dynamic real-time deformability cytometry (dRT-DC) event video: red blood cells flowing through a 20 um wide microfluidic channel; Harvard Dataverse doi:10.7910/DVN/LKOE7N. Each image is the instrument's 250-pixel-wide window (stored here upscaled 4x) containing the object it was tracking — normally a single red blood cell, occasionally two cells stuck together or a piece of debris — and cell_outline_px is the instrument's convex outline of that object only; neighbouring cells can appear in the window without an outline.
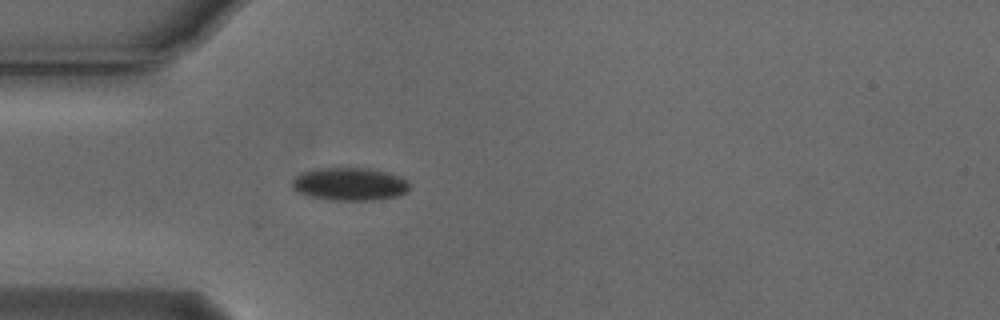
{"species": "Egyptian fruit bat (a non-hibernating species)", "species_latin": "Rousettus aegyptiacus", "temperature_condition": "cold", "stored_images_in_passage": 28, "camera_frame_rate_fps": 3000, "um_per_image_px": 0.085, "animal": {"sex": "male"}, "frame": {"image": 1, "passage_image": 1, "time_ms": 0.0, "image_size_px": [1000, 320], "cell_outline_px": [[408, 192], [396, 196], [372, 200], [332, 200], [308, 196], [296, 192], [292, 188], [292, 180], [300, 172], [316, 168], [368, 168], [388, 172], [408, 180]], "centroid_in_image_um": [29.68, 15.64], "position_along_channel_um": 55.3, "area_um2": 22.66}}
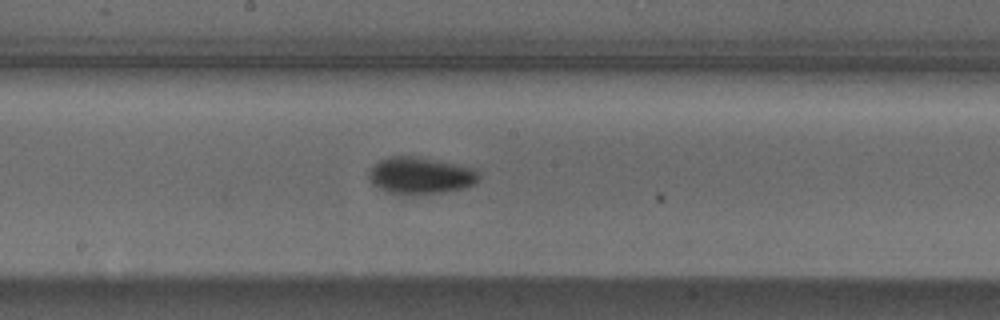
{"frame": {"image": 2, "passage_image": 14, "time_ms": 4.333, "image_size_px": [1000, 320], "cell_outline_px": [[480, 180], [476, 184], [468, 188], [444, 192], [404, 196], [388, 192], [372, 184], [368, 176], [368, 172], [372, 164], [388, 156], [420, 156], [472, 168], [480, 172]], "centroid_in_image_um": [35.74, 14.93], "position_along_channel_um": 212.5, "area_um2": 24.28}}
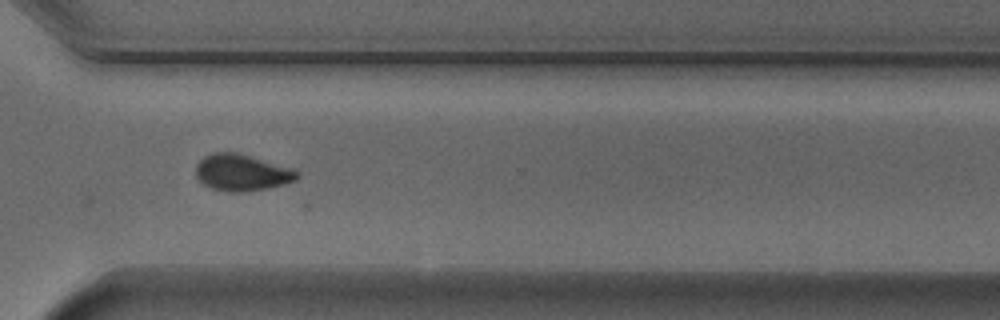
{"frame": {"image": 3, "passage_image": 25, "time_ms": 8.0, "image_size_px": [1000, 320], "cell_outline_px": [[300, 176], [296, 180], [284, 184], [268, 188], [240, 192], [228, 192], [212, 188], [204, 184], [196, 176], [196, 164], [204, 156], [212, 152], [236, 152], [292, 168], [300, 172]], "centroid_in_image_um": [20.56, 14.66], "position_along_channel_um": 350.0, "area_um2": 21.56}, "authors_computed_cell_mechanics": {"area_um2": 22.7443, "velocity_mm_per_s": 3.753, "shape_relaxation_time_tau1_ms": 3.8069, "shape_relaxation_time_tau2_ms": null, "deformation_change_tau1": 0.0881, "deformation_change_tau2": null}}